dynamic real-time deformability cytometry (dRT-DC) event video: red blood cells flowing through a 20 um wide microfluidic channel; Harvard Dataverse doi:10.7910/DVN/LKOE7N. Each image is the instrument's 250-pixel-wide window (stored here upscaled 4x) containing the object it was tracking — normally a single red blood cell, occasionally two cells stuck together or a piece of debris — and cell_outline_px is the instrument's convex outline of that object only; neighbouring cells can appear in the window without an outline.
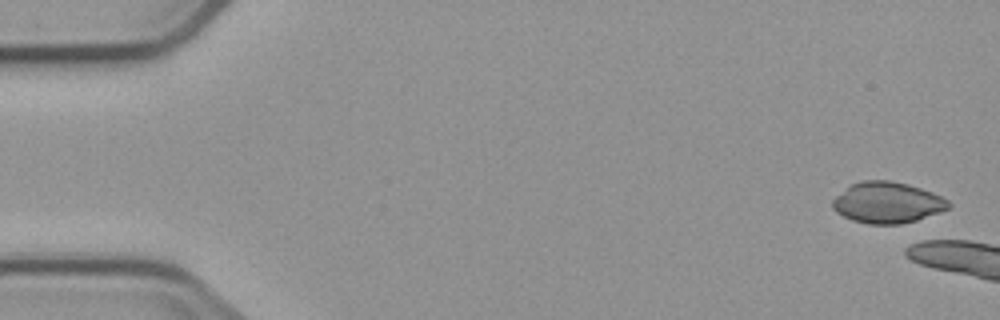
{"species": "common noctule bat (a hibernating species)", "species_latin": "Nyctalus noctula", "temperature_condition": "cold", "stored_images_in_passage": 4, "segment_of_instrument_passage": [2, 2], "camera_frame_rate_fps": 3000, "um_per_image_px": 0.085, "animal": {"sex": "male", "body_mass_g": 23.1, "forearm_length_mm": 52.7}, "frame": {"image": 1, "passage_image": 4, "time_ms": 6.0, "image_size_px": [1000, 320], "cell_outline_px": [[952, 204], [948, 208], [940, 212], [916, 220], [900, 224], [868, 224], [852, 220], [836, 212], [832, 208], [832, 200], [836, 196], [852, 184], [864, 180], [888, 180], [908, 184], [932, 192], [948, 200]], "centroid_in_image_um": [75.42, 17.22], "position_along_channel_um": 9.6, "area_um2": 27.63}}